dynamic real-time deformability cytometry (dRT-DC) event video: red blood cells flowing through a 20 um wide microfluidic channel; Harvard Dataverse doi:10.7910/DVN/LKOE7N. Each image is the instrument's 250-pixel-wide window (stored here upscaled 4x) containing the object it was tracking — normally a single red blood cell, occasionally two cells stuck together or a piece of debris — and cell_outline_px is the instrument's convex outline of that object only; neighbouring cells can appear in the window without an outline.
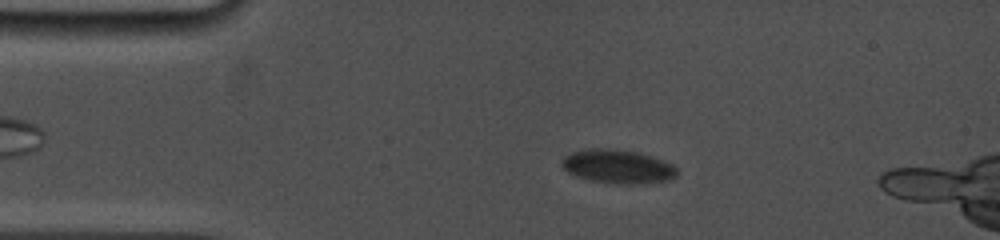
{"species": "common noctule bat (a hibernating species)", "species_latin": "Nyctalus noctula", "temperature_condition": "cold", "stored_images_in_passage": 43, "camera_frame_rate_fps": 5000, "um_per_image_px": 0.085, "animal": {"sex": "female", "body_mass_g": 19.0, "forearm_length_mm": 53.3}, "frame": {"image": 1, "passage_image": 11, "time_ms": 3.4, "image_size_px": [1000, 240], "cell_outline_px": [[676, 176], [672, 180], [644, 184], [608, 184], [588, 180], [576, 176], [568, 172], [560, 164], [560, 160], [564, 156], [572, 152], [588, 148], [612, 148], [636, 152], [672, 164], [676, 168]], "centroid_in_image_um": [52.47, 14.17], "position_along_channel_um": 32.5, "area_um2": 22.95}}
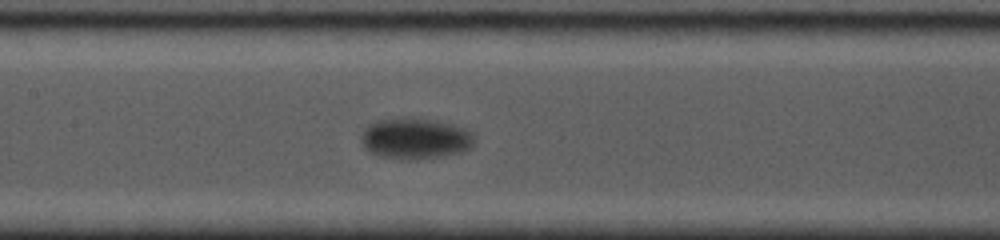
{"frame": {"image": 2, "passage_image": 21, "time_ms": 8.8, "image_size_px": [1000, 240], "cell_outline_px": [[476, 140], [472, 148], [460, 152], [444, 156], [416, 160], [408, 160], [380, 156], [364, 148], [360, 140], [360, 136], [364, 128], [368, 124], [376, 120], [400, 116], [436, 120], [452, 124], [464, 128], [472, 132]], "centroid_in_image_um": [35.29, 11.76], "position_along_channel_um": 172.1, "area_um2": 27.74}}
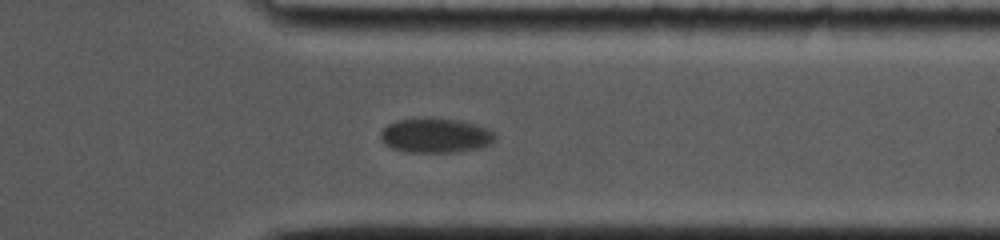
{"frame": {"image": 3, "passage_image": 31, "time_ms": 14.8, "image_size_px": [1000, 240], "cell_outline_px": [[496, 140], [492, 144], [480, 148], [452, 152], [404, 152], [392, 148], [384, 144], [380, 136], [380, 132], [388, 124], [396, 120], [464, 120], [488, 128], [496, 132]], "centroid_in_image_um": [37.08, 11.55], "position_along_channel_um": 374.3, "area_um2": 22.89}, "authors_computed_cell_mechanics": {"area_um2": 23.3512, "velocity_mm_per_s": 3.3532, "shape_relaxation_time_tau1_ms": 0.5207, "shape_relaxation_time_tau2_ms": null, "deformation_change_tau1": 0.0344, "deformation_change_tau2": null}}